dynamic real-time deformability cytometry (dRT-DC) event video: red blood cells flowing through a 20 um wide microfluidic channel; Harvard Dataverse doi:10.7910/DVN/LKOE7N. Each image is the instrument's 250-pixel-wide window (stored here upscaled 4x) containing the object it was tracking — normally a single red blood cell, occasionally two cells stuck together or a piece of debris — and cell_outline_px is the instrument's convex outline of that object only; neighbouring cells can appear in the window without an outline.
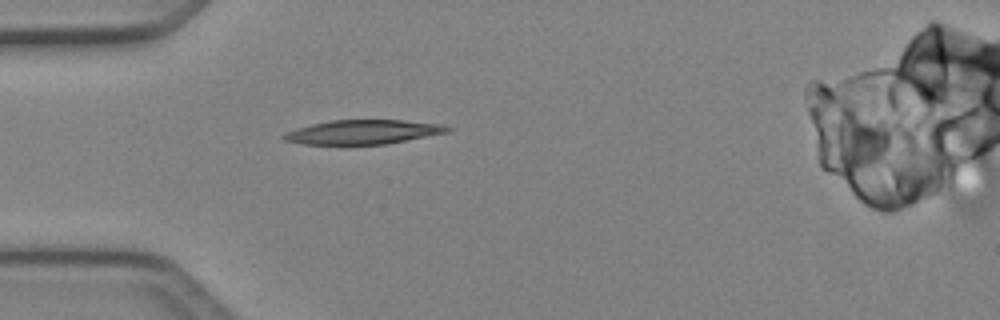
{"species": "Egyptian fruit bat (a non-hibernating species)", "species_latin": "Rousettus aegyptiacus", "temperature_condition": "cold", "stored_images_in_passage": 36, "camera_frame_rate_fps": 3000, "um_per_image_px": 0.085, "animal": {"sex": "female"}, "frame": {"image": 1, "passage_image": 1, "time_ms": 0.0, "image_size_px": [1000, 320], "cell_outline_px": [[452, 128], [448, 132], [384, 144], [304, 144], [284, 140], [280, 136], [296, 128], [312, 124], [332, 120], [404, 120], [440, 124]], "centroid_in_image_um": [30.84, 11.21], "position_along_channel_um": 54.2, "area_um2": 22.77}}
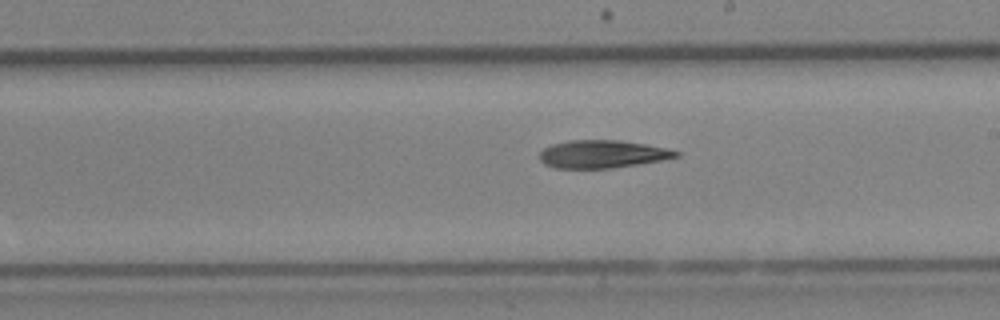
{"frame": {"image": 2, "passage_image": 15, "time_ms": 4.667, "image_size_px": [1000, 320], "cell_outline_px": [[680, 156], [660, 160], [636, 164], [608, 168], [556, 168], [544, 164], [540, 160], [540, 152], [544, 148], [552, 144], [568, 140], [620, 140], [668, 148], [680, 152]], "centroid_in_image_um": [51.18, 13.09], "position_along_channel_um": 237.8, "area_um2": 21.96}}
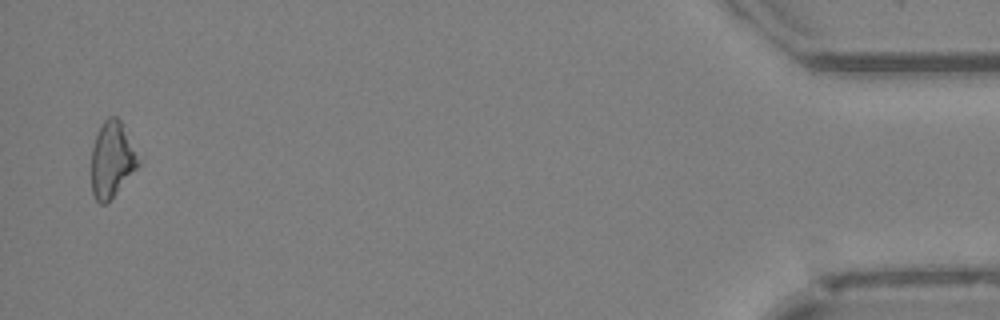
{"frame": {"image": 3, "passage_image": 35, "time_ms": 11.333, "image_size_px": [1000, 320], "cell_outline_px": [[140, 164], [116, 192], [104, 204], [100, 204], [96, 200], [92, 192], [92, 148], [96, 136], [104, 120], [108, 116], [116, 116], [120, 120]], "centroid_in_image_um": [9.48, 13.57], "position_along_channel_um": 425.7, "area_um2": 19.88}, "authors_computed_cell_mechanics": {"area_um2": 22.542, "velocity_mm_per_s": 4.1029, "shape_relaxation_time_tau1_ms": 4.7194, "shape_relaxation_time_tau2_ms": null, "deformation_change_tau1": 0.1374, "deformation_change_tau2": null}}